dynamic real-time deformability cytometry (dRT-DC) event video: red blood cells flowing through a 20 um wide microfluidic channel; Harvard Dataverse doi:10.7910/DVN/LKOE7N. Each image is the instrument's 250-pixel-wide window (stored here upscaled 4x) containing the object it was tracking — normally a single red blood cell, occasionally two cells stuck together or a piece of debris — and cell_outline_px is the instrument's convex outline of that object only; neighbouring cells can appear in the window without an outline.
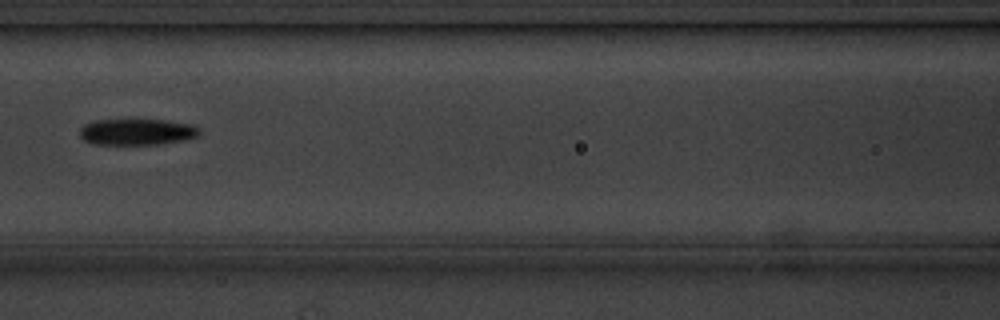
{"species": "common noctule bat (a hibernating species)", "species_latin": "Nyctalus noctula", "temperature_condition": "cold", "stored_images_in_passage": 8, "camera_frame_rate_fps": 3000, "um_per_image_px": 0.085, "animal": {"sex": "male", "body_mass_g": 20.1, "forearm_length_mm": 53.5}, "frame": {"image": 1, "passage_image": 5, "time_ms": 5.0, "image_size_px": [1000, 320], "cell_outline_px": [[200, 132], [196, 136], [184, 140], [160, 144], [96, 144], [84, 140], [80, 136], [80, 128], [84, 124], [96, 120], [164, 120], [196, 124], [200, 128]], "centroid_in_image_um": [11.68, 11.2], "position_along_channel_um": 154.9, "area_um2": 18.32}}